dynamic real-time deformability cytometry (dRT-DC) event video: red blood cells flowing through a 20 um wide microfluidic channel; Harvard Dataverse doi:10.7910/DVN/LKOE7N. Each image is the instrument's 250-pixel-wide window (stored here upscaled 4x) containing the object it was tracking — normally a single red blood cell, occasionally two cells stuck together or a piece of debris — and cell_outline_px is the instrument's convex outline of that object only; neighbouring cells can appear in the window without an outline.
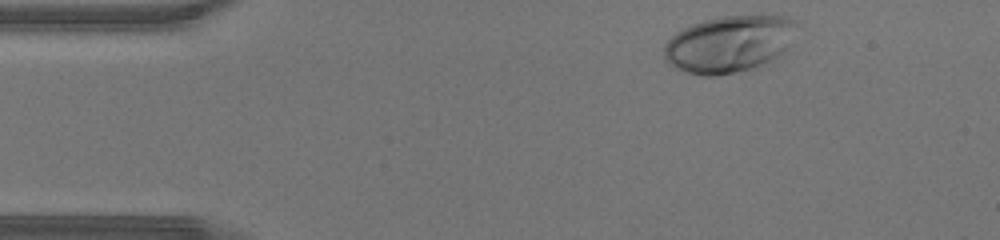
{"species": "human", "species_latin": "Homo sapiens", "temperature_condition": "warm", "stored_images_in_passage": 33, "camera_frame_rate_fps": 3000, "um_per_image_px": 0.085, "donor": {"sex": "male"}, "frame": {"image": 1, "passage_image": 1, "time_ms": 0.0, "image_size_px": [1000, 240], "cell_outline_px": [[804, 24], [784, 52], [772, 60], [752, 68], [736, 72], [716, 76], [700, 76], [676, 68], [668, 64], [664, 60], [664, 44], [676, 32], [692, 24], [704, 20], [720, 16], [760, 12], [792, 16], [800, 20]], "centroid_in_image_um": [62.12, 3.66], "position_along_channel_um": 22.9, "area_um2": 45.78}}
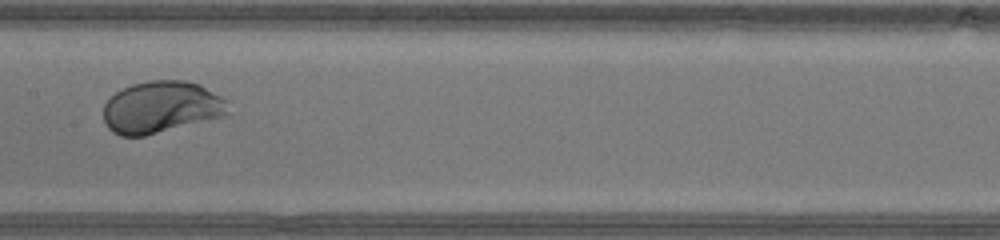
{"frame": {"image": 2, "passage_image": 17, "time_ms": 5.333, "image_size_px": [1000, 240], "cell_outline_px": [[228, 112], [220, 116], [144, 136], [120, 136], [112, 132], [108, 128], [104, 120], [104, 104], [116, 92], [132, 84], [148, 80], [184, 80], [200, 84], [228, 100]], "centroid_in_image_um": [13.68, 9.09], "position_along_channel_um": 193.7, "area_um2": 37.4}}
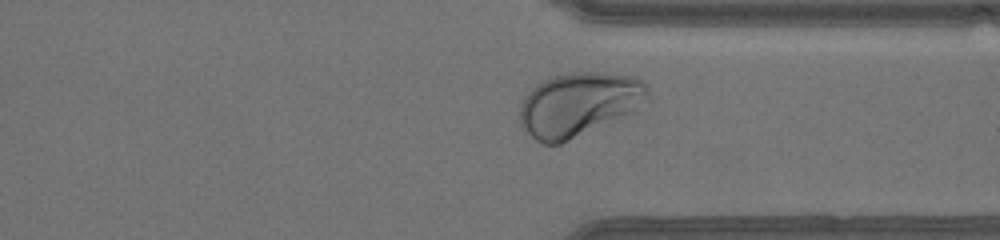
{"frame": {"image": 3, "passage_image": 28, "time_ms": 9.0, "image_size_px": [1000, 240], "cell_outline_px": [[648, 100], [636, 112], [560, 144], [544, 144], [536, 140], [520, 124], [520, 104], [524, 96], [536, 84], [552, 76], [572, 72], [596, 72], [636, 76], [644, 80], [648, 84]], "centroid_in_image_um": [49.25, 8.86], "position_along_channel_um": 362.1, "area_um2": 48.21}}